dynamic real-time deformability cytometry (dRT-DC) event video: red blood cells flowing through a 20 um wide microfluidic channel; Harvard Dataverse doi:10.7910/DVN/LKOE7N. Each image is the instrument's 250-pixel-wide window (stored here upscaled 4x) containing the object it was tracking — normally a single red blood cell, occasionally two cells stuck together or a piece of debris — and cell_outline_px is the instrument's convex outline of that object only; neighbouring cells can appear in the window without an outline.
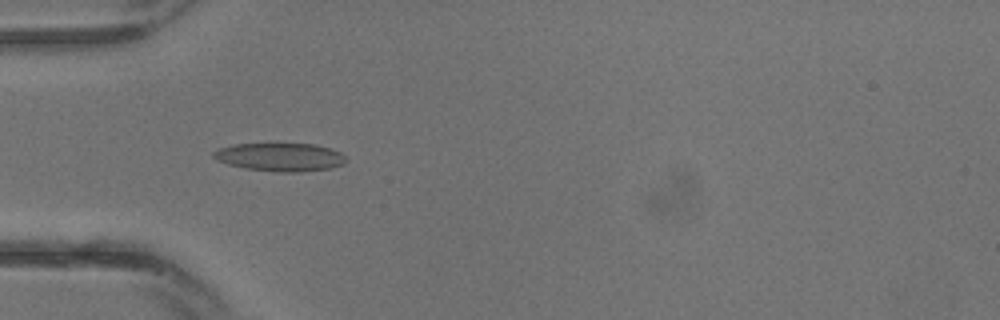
{"species": "common noctule bat (a hibernating species)", "species_latin": "Nyctalus noctula", "temperature_condition": "warm", "stored_images_in_passage": 18, "camera_frame_rate_fps": 3000, "um_per_image_px": 0.085, "animal": {"sex": "male", "body_mass_g": 13.3}, "frame": {"image": 1, "passage_image": 9, "time_ms": 2.667, "image_size_px": [1000, 320], "cell_outline_px": [[348, 160], [344, 164], [332, 168], [296, 172], [276, 172], [244, 168], [228, 164], [216, 160], [212, 156], [212, 152], [220, 148], [232, 144], [316, 144], [332, 148], [340, 152]], "centroid_in_image_um": [23.83, 13.35], "position_along_channel_um": 61.2, "area_um2": 21.96}}
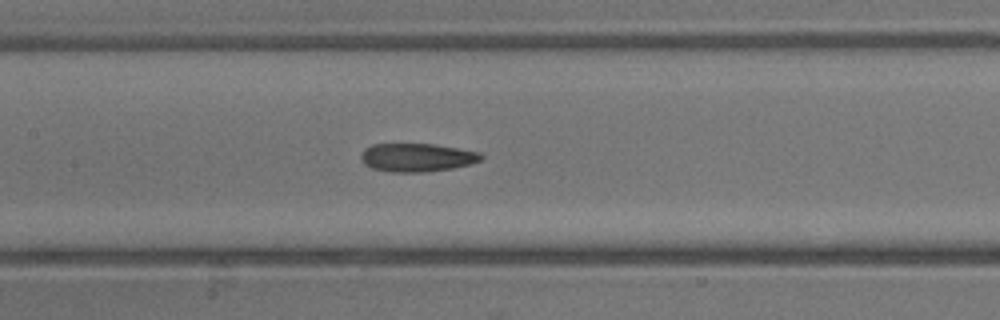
{"frame": {"image": 2, "passage_image": 14, "time_ms": 4.333, "image_size_px": [1000, 320], "cell_outline_px": [[484, 156], [480, 160], [468, 164], [452, 168], [424, 172], [392, 172], [372, 168], [364, 164], [360, 160], [360, 156], [364, 148], [372, 144], [432, 144], [480, 152]], "centroid_in_image_um": [35.39, 13.38], "position_along_channel_um": 172.0, "area_um2": 19.77}}
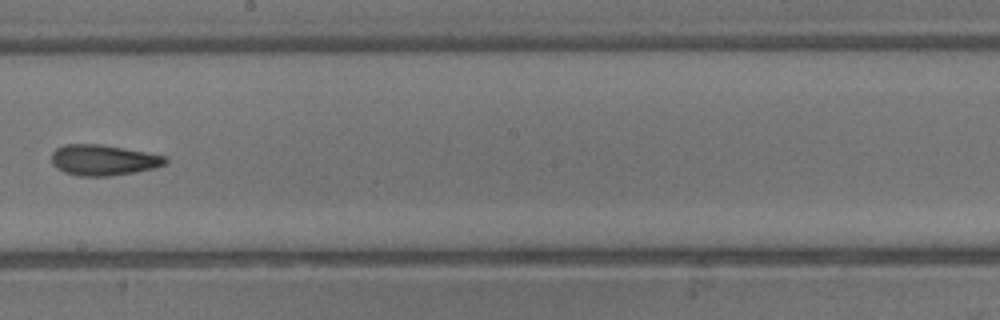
{"frame": {"image": 3, "passage_image": 17, "time_ms": 5.333, "image_size_px": [1000, 320], "cell_outline_px": [[168, 160], [164, 164], [156, 168], [136, 172], [108, 176], [80, 176], [64, 172], [56, 168], [52, 164], [52, 152], [56, 148], [64, 144], [100, 144], [124, 148], [164, 156]], "centroid_in_image_um": [8.75, 13.61], "position_along_channel_um": 239.4, "area_um2": 20.35}}